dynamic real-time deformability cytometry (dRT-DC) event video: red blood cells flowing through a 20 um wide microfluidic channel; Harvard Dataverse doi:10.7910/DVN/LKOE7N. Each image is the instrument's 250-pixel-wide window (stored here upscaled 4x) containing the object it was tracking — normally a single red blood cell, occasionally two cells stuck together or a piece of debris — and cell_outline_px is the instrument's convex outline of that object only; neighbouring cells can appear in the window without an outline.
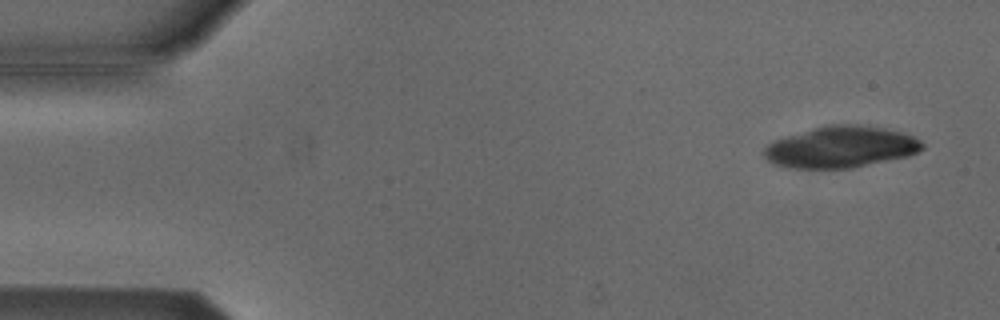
{"species": "Egyptian fruit bat (a non-hibernating species)", "species_latin": "Rousettus aegyptiacus", "temperature_condition": "cold", "stored_images_in_passage": 5, "camera_frame_rate_fps": 3000, "um_per_image_px": 0.085, "animal": {"sex": "male"}, "frame": {"image": 1, "passage_image": 1, "time_ms": 0.0, "image_size_px": [1000, 320], "cell_outline_px": [[924, 148], [908, 156], [852, 168], [792, 168], [772, 164], [764, 156], [764, 148], [768, 144], [776, 140], [788, 136], [828, 124], [856, 124], [884, 128], [900, 132], [912, 136], [920, 140], [924, 144]], "centroid_in_image_um": [71.48, 12.5], "position_along_channel_um": 13.5, "area_um2": 37.92}}
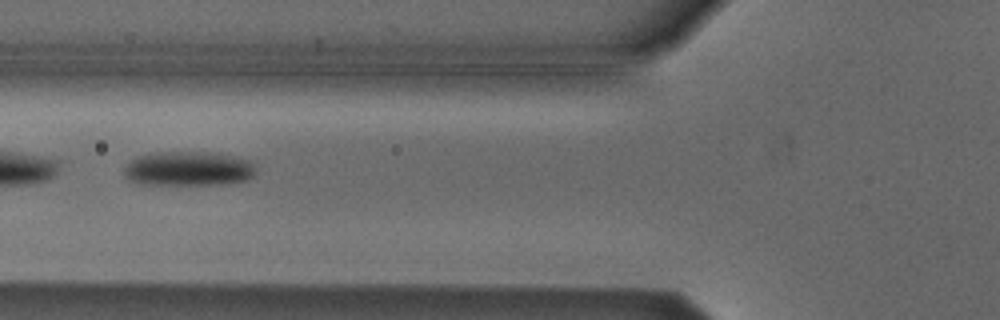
{"frame": {"image": 2, "passage_image": 5, "time_ms": 1.333, "image_size_px": [1000, 320], "cell_outline_px": [[256, 172], [248, 180], [220, 184], [140, 184], [128, 180], [124, 176], [124, 168], [136, 156], [152, 152], [216, 152], [248, 160], [256, 168]], "centroid_in_image_um": [15.99, 14.33], "position_along_channel_um": 109.8, "area_um2": 26.59}}